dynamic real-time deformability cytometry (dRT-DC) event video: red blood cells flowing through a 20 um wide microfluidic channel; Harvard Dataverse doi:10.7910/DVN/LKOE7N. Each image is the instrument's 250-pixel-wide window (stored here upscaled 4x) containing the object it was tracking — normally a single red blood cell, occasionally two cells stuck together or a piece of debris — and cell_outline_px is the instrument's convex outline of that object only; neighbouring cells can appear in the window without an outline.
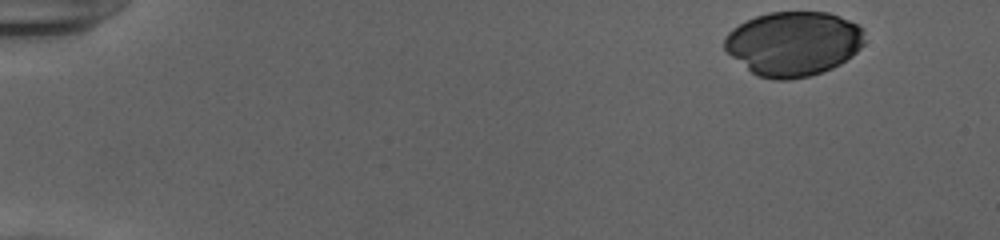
{"species": "human", "species_latin": "Homo sapiens", "temperature_condition": "cold", "stored_images_in_passage": 49, "camera_frame_rate_fps": 3000, "um_per_image_px": 0.085, "donor": {"sex": "female"}, "frame": {"image": 1, "passage_image": 1, "time_ms": 0.0, "image_size_px": [1000, 240], "cell_outline_px": [[864, 44], [852, 56], [840, 64], [832, 68], [808, 76], [788, 80], [776, 80], [756, 76], [732, 56], [724, 48], [724, 36], [732, 28], [756, 16], [768, 12], [828, 12], [848, 20], [864, 28]], "centroid_in_image_um": [67.44, 3.7], "position_along_channel_um": 17.6, "area_um2": 52.6}}
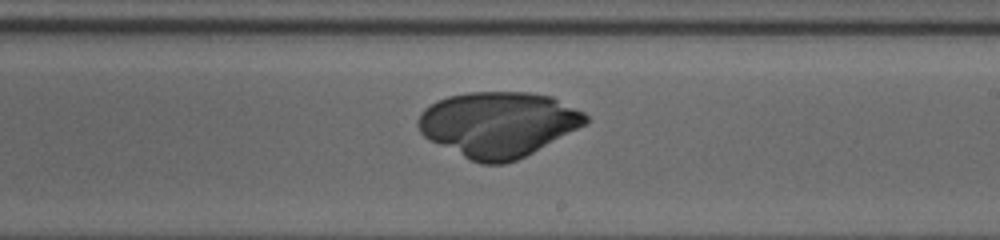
{"frame": {"image": 2, "passage_image": 29, "time_ms": 9.333, "image_size_px": [1000, 240], "cell_outline_px": [[588, 120], [584, 124], [532, 152], [516, 160], [504, 164], [480, 164], [428, 140], [420, 132], [416, 124], [420, 112], [424, 108], [436, 100], [448, 96], [468, 92], [528, 92], [552, 96], [584, 112], [588, 116]], "centroid_in_image_um": [42.29, 10.55], "position_along_channel_um": 246.7, "area_um2": 63.35}}
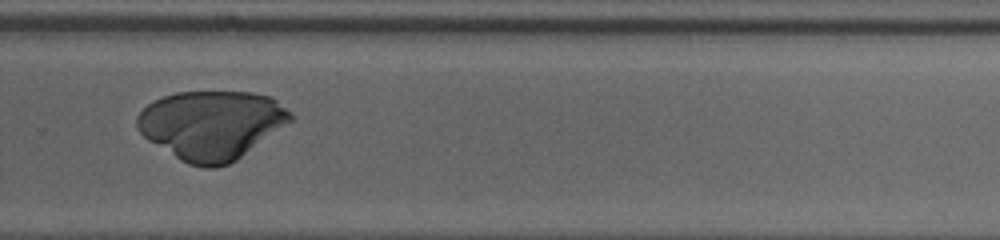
{"frame": {"image": 3, "passage_image": 34, "time_ms": 11.0, "image_size_px": [1000, 240], "cell_outline_px": [[292, 120], [236, 160], [228, 164], [216, 168], [204, 168], [188, 164], [180, 160], [148, 140], [136, 128], [136, 116], [148, 104], [164, 96], [176, 92], [252, 92], [272, 96], [292, 112]], "centroid_in_image_um": [17.97, 10.61], "position_along_channel_um": 311.8, "area_um2": 61.44}}